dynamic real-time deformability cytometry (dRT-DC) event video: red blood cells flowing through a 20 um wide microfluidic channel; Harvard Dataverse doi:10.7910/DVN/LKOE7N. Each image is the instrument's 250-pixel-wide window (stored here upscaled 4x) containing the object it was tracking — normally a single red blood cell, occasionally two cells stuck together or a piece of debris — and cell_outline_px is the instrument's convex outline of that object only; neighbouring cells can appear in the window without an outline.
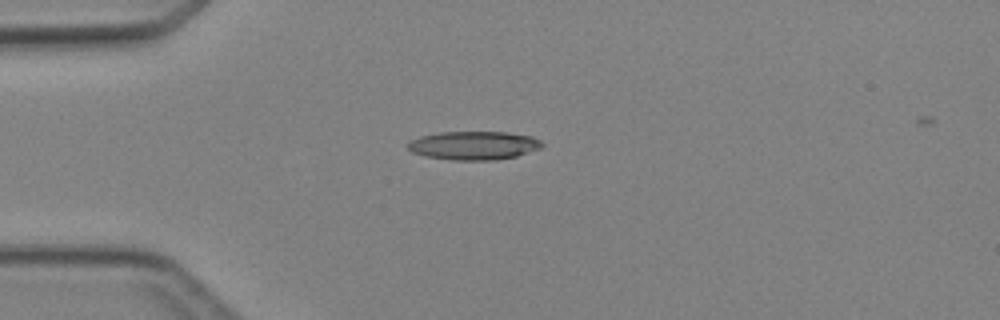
{"species": "Egyptian fruit bat (a non-hibernating species)", "species_latin": "Rousettus aegyptiacus", "temperature_condition": "cold", "stored_images_in_passage": 6, "camera_frame_rate_fps": 3000, "um_per_image_px": 0.085, "animal": {"sex": "female"}, "frame": {"image": 1, "passage_image": 4, "time_ms": 3.667, "image_size_px": [1000, 320], "cell_outline_px": [[544, 144], [540, 148], [516, 156], [492, 160], [452, 160], [424, 156], [412, 152], [408, 148], [408, 144], [412, 140], [420, 136], [440, 132], [508, 132], [532, 136], [540, 140]], "centroid_in_image_um": [40.28, 12.36], "position_along_channel_um": 44.7, "area_um2": 22.25}}
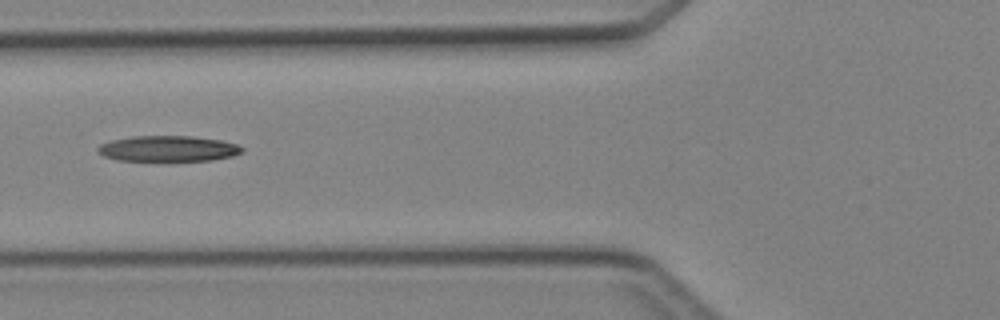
{"frame": {"image": 2, "passage_image": 6, "time_ms": 5.667, "image_size_px": [1000, 320], "cell_outline_px": [[244, 152], [232, 156], [212, 160], [116, 160], [104, 156], [96, 148], [100, 144], [112, 140], [132, 136], [192, 136], [220, 140], [236, 144], [244, 148]], "centroid_in_image_um": [14.3, 12.62], "position_along_channel_um": 111.5, "area_um2": 21.44}}